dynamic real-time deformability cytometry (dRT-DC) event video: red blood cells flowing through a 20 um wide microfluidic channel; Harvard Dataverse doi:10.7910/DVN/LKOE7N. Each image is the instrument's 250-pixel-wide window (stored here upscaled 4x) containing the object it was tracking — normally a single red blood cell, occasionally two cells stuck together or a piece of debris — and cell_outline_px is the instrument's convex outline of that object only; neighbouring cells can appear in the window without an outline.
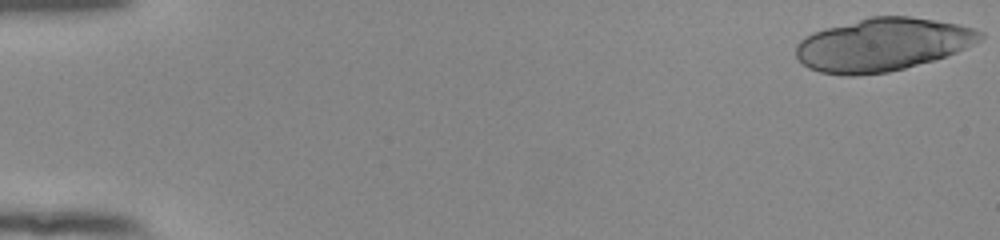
{"species": "human", "species_latin": "Homo sapiens", "temperature_condition": "room temperature", "stored_images_in_passage": 15, "camera_frame_rate_fps": 3000, "um_per_image_px": 0.085, "donor": {"sex": "female"}, "frame": {"image": 1, "passage_image": 1, "time_ms": 0.0, "image_size_px": [1000, 240], "cell_outline_px": [[984, 36], [980, 40], [956, 52], [932, 60], [904, 68], [888, 72], [856, 76], [844, 76], [820, 72], [808, 68], [796, 56], [796, 44], [804, 36], [812, 32], [872, 16], [908, 16], [956, 24], [972, 28], [984, 32]], "centroid_in_image_um": [74.97, 3.8], "position_along_channel_um": 10.0, "area_um2": 56.41}}